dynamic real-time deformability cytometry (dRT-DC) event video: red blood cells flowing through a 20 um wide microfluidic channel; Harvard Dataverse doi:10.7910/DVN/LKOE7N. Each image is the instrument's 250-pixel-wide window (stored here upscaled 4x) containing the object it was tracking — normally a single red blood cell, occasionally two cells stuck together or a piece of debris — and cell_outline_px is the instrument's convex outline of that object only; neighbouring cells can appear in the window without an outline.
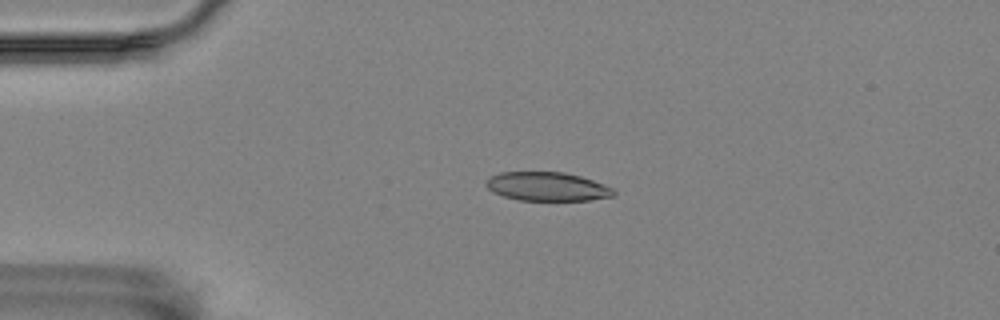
{"species": "Egyptian fruit bat (a non-hibernating species)", "species_latin": "Rousettus aegyptiacus", "temperature_condition": "room temperature", "stored_images_in_passage": 48, "camera_frame_rate_fps": 3000, "um_per_image_px": 0.085, "animal": {"sex": "female"}, "frame": {"image": 1, "passage_image": 12, "time_ms": 3.667, "image_size_px": [1000, 320], "cell_outline_px": [[616, 196], [588, 200], [520, 200], [504, 196], [492, 192], [484, 184], [484, 180], [488, 176], [500, 172], [564, 172], [580, 176], [604, 184], [612, 188], [616, 192]], "centroid_in_image_um": [46.48, 15.85], "position_along_channel_um": 38.5, "area_um2": 21.56}}
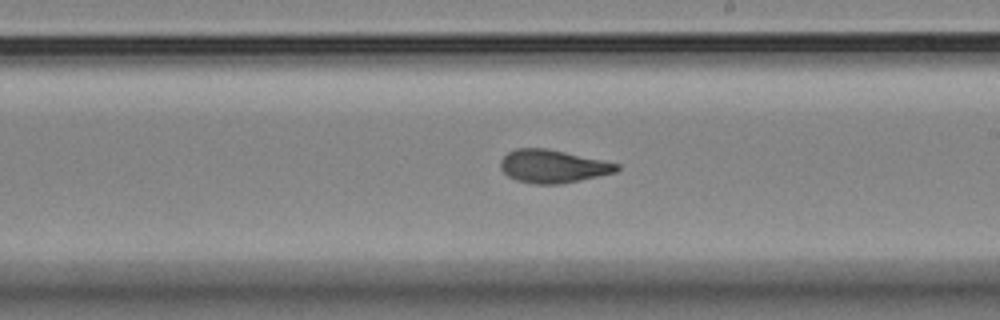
{"frame": {"image": 2, "passage_image": 32, "time_ms": 10.333, "image_size_px": [1000, 320], "cell_outline_px": [[620, 168], [616, 172], [580, 180], [560, 184], [532, 184], [516, 180], [508, 176], [500, 168], [500, 160], [508, 152], [516, 148], [544, 148], [564, 152], [620, 164]], "centroid_in_image_um": [46.96, 14.14], "position_along_channel_um": 242.0, "area_um2": 22.25}}
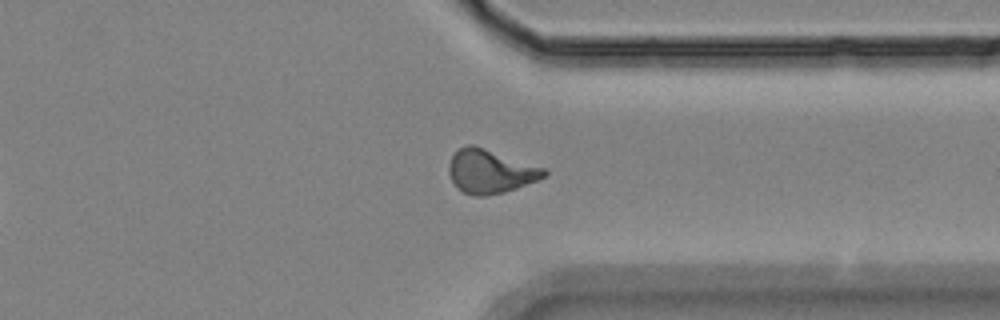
{"frame": {"image": 3, "passage_image": 43, "time_ms": 14.0, "image_size_px": [1000, 320], "cell_outline_px": [[548, 172], [544, 176], [536, 180], [516, 188], [504, 192], [484, 196], [476, 196], [464, 192], [452, 180], [448, 172], [448, 164], [452, 156], [460, 148], [468, 144], [472, 144], [544, 168]], "centroid_in_image_um": [41.65, 14.56], "position_along_channel_um": 369.8, "area_um2": 23.7}, "authors_computed_cell_mechanics": {"area_um2": 22.3686, "velocity_mm_per_s": 3.4967, "shape_relaxation_time_tau1_ms": 6.5756, "shape_relaxation_time_tau2_ms": 1.7332, "deformation_change_tau1": 0.1936, "deformation_change_tau2": 0.0682}}